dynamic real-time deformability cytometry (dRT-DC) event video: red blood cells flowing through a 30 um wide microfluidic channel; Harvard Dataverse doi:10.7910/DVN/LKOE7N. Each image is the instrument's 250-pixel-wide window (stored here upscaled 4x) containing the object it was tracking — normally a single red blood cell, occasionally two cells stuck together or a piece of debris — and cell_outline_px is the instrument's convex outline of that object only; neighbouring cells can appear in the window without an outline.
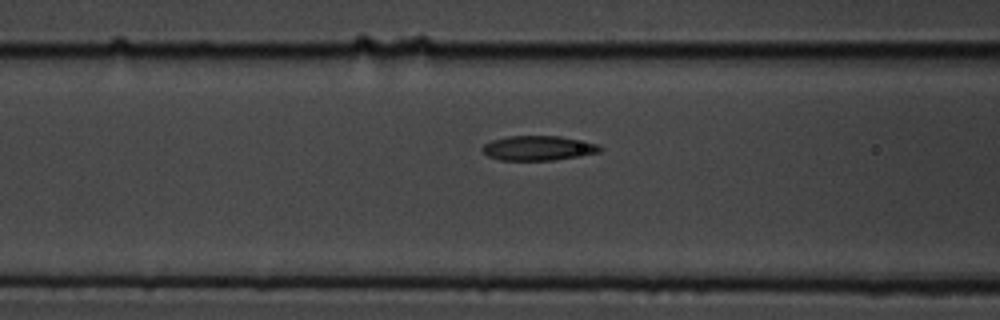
{"species": "common noctule bat (a hibernating species)", "species_latin": "Nyctalus noctula", "temperature_condition": "cold", "stored_images_in_passage": 17, "camera_frame_rate_fps": 3000, "um_per_image_px": 0.085, "animal": {"sex": "male", "body_mass_g": 19.5, "forearm_length_mm": 54.6}, "frame": {"image": 1, "passage_image": 15, "time_ms": 4.667, "image_size_px": [1000, 320], "cell_outline_px": [[604, 148], [600, 152], [580, 156], [556, 160], [500, 160], [488, 156], [480, 148], [484, 144], [492, 140], [508, 136], [560, 136], [596, 144]], "centroid_in_image_um": [45.74, 12.59], "position_along_channel_um": 120.9, "area_um2": 16.88}}